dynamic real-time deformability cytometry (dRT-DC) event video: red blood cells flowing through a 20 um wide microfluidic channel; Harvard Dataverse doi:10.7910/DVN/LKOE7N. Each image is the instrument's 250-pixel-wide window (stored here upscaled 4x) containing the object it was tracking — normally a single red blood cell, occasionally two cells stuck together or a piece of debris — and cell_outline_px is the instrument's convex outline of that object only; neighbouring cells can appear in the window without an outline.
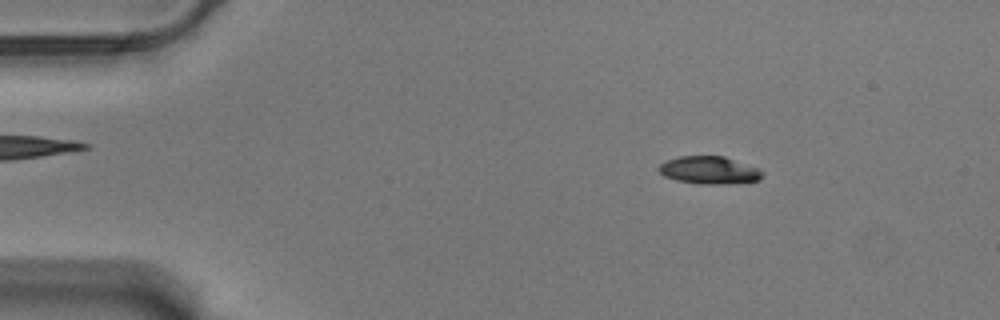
{"species": "Egyptian fruit bat (a non-hibernating species)", "species_latin": "Rousettus aegyptiacus", "temperature_condition": "warm", "stored_images_in_passage": 50, "camera_frame_rate_fps": 3000, "um_per_image_px": 0.085, "animal": {"sex": "male"}, "frame": {"image": 1, "passage_image": 1, "time_ms": 0.0, "image_size_px": [1000, 320], "cell_outline_px": [[764, 172], [760, 180], [724, 184], [700, 184], [676, 180], [664, 176], [656, 168], [660, 164], [668, 160], [680, 156], [724, 156], [760, 168]], "centroid_in_image_um": [60.3, 14.46], "position_along_channel_um": 24.7, "area_um2": 16.76}}
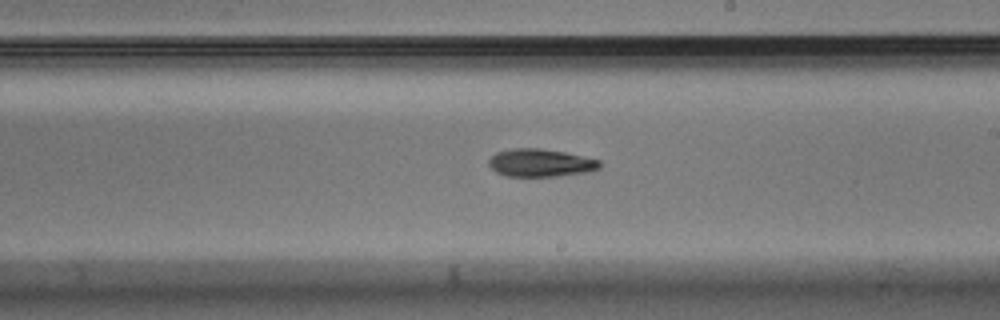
{"frame": {"image": 2, "passage_image": 26, "time_ms": 8.333, "image_size_px": [1000, 320], "cell_outline_px": [[600, 168], [588, 172], [556, 176], [508, 176], [496, 172], [488, 164], [488, 160], [496, 152], [512, 148], [540, 148], [564, 152], [600, 160]], "centroid_in_image_um": [45.93, 13.84], "position_along_channel_um": 243.1, "area_um2": 17.92}}
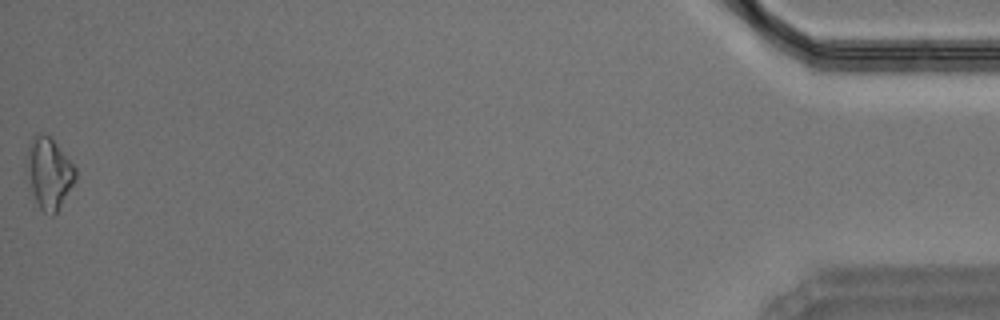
{"frame": {"image": 3, "passage_image": 50, "time_ms": 16.333, "image_size_px": [1000, 320], "cell_outline_px": [[76, 180], [56, 212], [52, 216], [44, 212], [40, 208], [36, 200], [24, 168], [24, 160], [28, 144], [32, 136], [36, 132], [44, 132], [56, 144], [76, 168]], "centroid_in_image_um": [4.11, 14.66], "position_along_channel_um": 431.1, "area_um2": 20.35}, "authors_computed_cell_mechanics": {"area_um2": 17.6001, "velocity_mm_per_s": 3.5215, "shape_relaxation_time_tau1_ms": 6.8294, "shape_relaxation_time_tau2_ms": null, "deformation_change_tau1": 0.1502, "deformation_change_tau2": null}}